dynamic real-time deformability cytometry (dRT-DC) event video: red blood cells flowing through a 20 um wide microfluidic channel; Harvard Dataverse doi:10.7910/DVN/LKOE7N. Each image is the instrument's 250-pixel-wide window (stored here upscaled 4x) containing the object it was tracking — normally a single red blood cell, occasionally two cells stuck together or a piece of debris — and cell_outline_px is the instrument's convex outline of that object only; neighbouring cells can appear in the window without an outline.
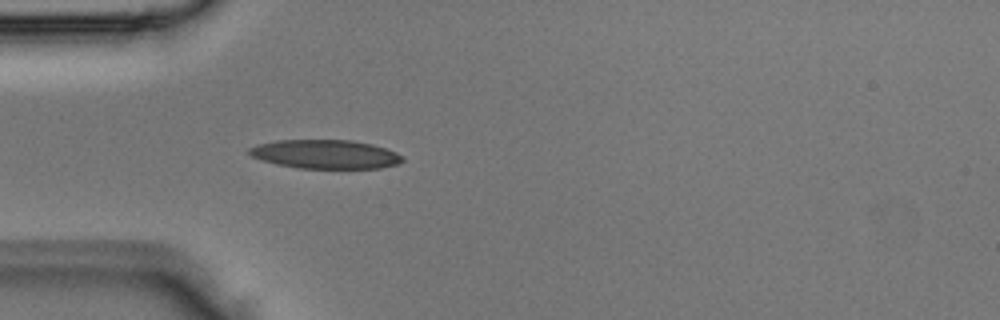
{"species": "Egyptian fruit bat (a non-hibernating species)", "species_latin": "Rousettus aegyptiacus", "temperature_condition": "room temperature", "stored_images_in_passage": 4, "camera_frame_rate_fps": 3000, "um_per_image_px": 0.085, "animal": {"sex": "male"}, "frame": {"image": 1, "passage_image": 4, "time_ms": 1.0, "image_size_px": [1000, 320], "cell_outline_px": [[404, 160], [396, 164], [380, 168], [300, 168], [280, 164], [264, 160], [252, 156], [248, 152], [248, 148], [260, 144], [276, 140], [352, 140], [372, 144], [396, 152], [404, 156]], "centroid_in_image_um": [27.7, 13.1], "position_along_channel_um": 57.3, "area_um2": 25.49}}